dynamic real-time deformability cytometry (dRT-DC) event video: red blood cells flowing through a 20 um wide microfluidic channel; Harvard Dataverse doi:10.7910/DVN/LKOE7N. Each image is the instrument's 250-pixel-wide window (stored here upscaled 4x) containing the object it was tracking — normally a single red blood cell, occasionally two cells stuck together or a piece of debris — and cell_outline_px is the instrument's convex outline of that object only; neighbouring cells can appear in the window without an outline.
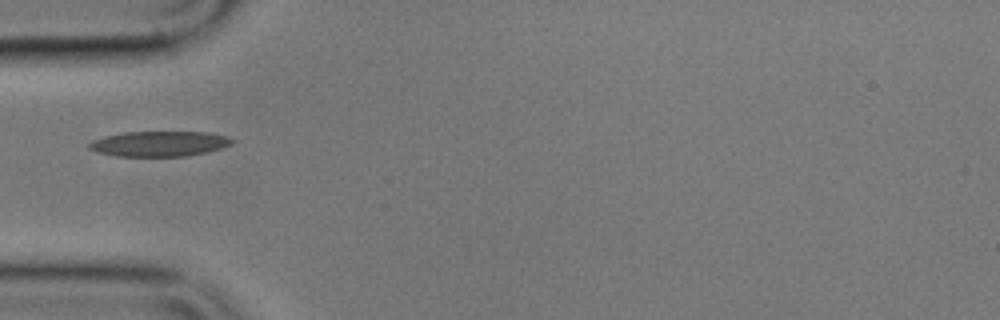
{"species": "common noctule bat (a hibernating species)", "species_latin": "Nyctalus noctula", "temperature_condition": "cold", "stored_images_in_passage": 5, "camera_frame_rate_fps": 3000, "um_per_image_px": 0.085, "animal": {"sex": "male", "body_mass_g": 17.9}, "frame": {"image": 1, "passage_image": 5, "time_ms": 5.667, "image_size_px": [1000, 320], "cell_outline_px": [[236, 140], [232, 144], [220, 148], [204, 152], [184, 156], [116, 156], [96, 152], [88, 148], [88, 144], [92, 140], [104, 136], [124, 132], [208, 132], [228, 136]], "centroid_in_image_um": [13.52, 12.21], "position_along_channel_um": 71.5, "area_um2": 21.04}}